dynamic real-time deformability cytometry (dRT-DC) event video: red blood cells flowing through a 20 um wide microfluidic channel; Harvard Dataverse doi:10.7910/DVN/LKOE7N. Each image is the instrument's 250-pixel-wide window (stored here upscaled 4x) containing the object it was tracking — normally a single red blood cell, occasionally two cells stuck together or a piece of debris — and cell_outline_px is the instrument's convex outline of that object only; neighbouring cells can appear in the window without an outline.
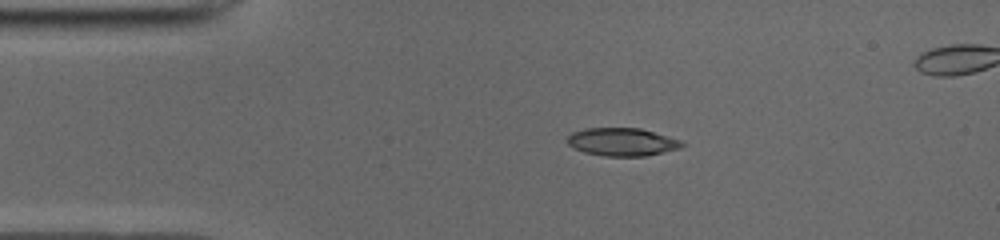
{"species": "common noctule bat (a hibernating species)", "species_latin": "Nyctalus noctula", "temperature_condition": "cold", "stored_images_in_passage": 40, "camera_frame_rate_fps": 3000, "um_per_image_px": 0.085, "animal": {"sex": "male", "body_mass_g": 19.0, "forearm_length_mm": 50.8}, "frame": {"image": 1, "passage_image": 1, "time_ms": 0.0, "image_size_px": [1000, 240], "cell_outline_px": [[684, 144], [680, 148], [644, 156], [604, 156], [584, 152], [568, 144], [568, 136], [572, 132], [584, 128], [640, 128], [680, 140]], "centroid_in_image_um": [52.85, 12.06], "position_along_channel_um": 32.1, "area_um2": 18.44}}
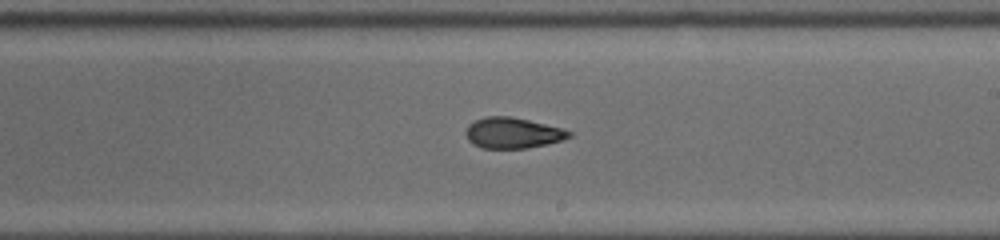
{"frame": {"image": 2, "passage_image": 20, "time_ms": 6.333, "image_size_px": [1000, 240], "cell_outline_px": [[572, 136], [548, 144], [528, 148], [480, 148], [472, 144], [468, 140], [464, 132], [468, 124], [484, 116], [512, 116], [560, 128], [572, 132]], "centroid_in_image_um": [43.52, 11.3], "position_along_channel_um": 245.5, "area_um2": 18.55}}
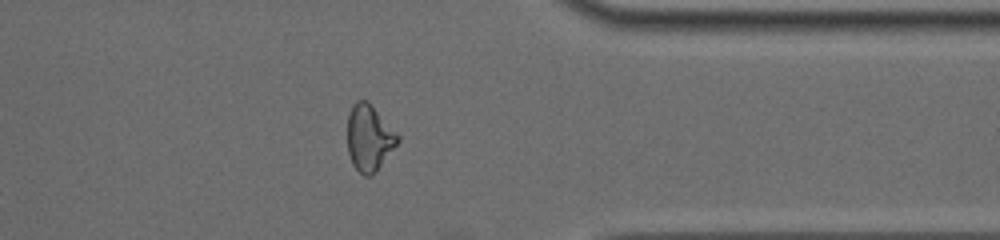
{"frame": {"image": 3, "passage_image": 31, "time_ms": 10.0, "image_size_px": [1000, 240], "cell_outline_px": [[400, 140], [376, 172], [372, 176], [364, 176], [352, 164], [348, 152], [348, 112], [352, 104], [356, 100], [368, 100], [400, 136]], "centroid_in_image_um": [31.38, 11.7], "position_along_channel_um": 380.0, "area_um2": 19.54}, "authors_computed_cell_mechanics": {"area_um2": 19.2474, "velocity_mm_per_s": 3.9641, "shape_relaxation_time_tau1_ms": 5.3055, "shape_relaxation_time_tau2_ms": 3.2119, "deformation_change_tau1": 0.19, "deformation_change_tau2": 0.1005}}